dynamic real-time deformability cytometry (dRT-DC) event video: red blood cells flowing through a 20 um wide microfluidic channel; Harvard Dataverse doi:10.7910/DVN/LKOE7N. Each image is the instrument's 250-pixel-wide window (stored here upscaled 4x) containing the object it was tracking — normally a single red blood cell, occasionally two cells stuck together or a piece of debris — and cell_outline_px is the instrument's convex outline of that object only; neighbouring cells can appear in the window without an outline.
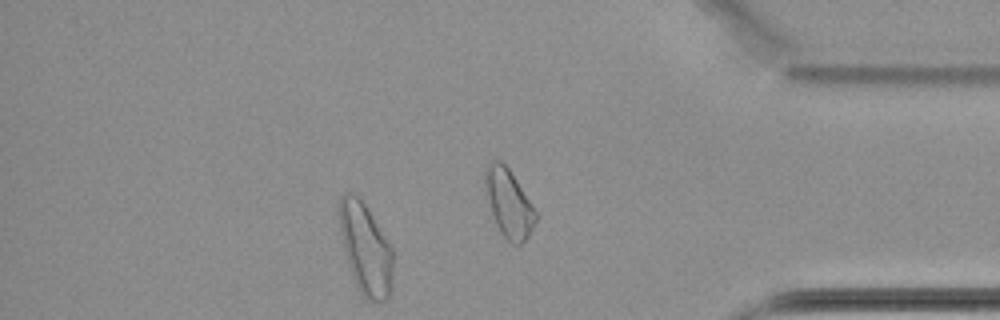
{"species": "common noctule bat (a hibernating species)", "species_latin": "Nyctalus noctula", "temperature_condition": "cold", "stored_images_in_passage": 16, "camera_frame_rate_fps": 3000, "um_per_image_px": 0.085, "animal": {"sex": "female", "body_mass_g": 22.7, "forearm_length_mm": 54.2}, "frame": {"image": 1, "passage_image": 14, "time_ms": 17.0, "image_size_px": [1000, 320], "cell_outline_px": [[392, 288], [388, 300], [368, 300], [360, 292], [352, 276], [344, 252], [336, 212], [336, 204], [340, 196], [344, 192], [356, 192], [372, 216], [392, 248]], "centroid_in_image_um": [31.02, 21.08], "position_along_channel_um": 404.2, "area_um2": 28.9}, "authors_computed_cell_mechanics": {"area_um2": 24.3338, "velocity_mm_per_s": 3.3834, "shape_relaxation_time_tau1_ms": null, "shape_relaxation_time_tau2_ms": 3.0499, "deformation_change_tau1": null, "deformation_change_tau2": 0.0536}}